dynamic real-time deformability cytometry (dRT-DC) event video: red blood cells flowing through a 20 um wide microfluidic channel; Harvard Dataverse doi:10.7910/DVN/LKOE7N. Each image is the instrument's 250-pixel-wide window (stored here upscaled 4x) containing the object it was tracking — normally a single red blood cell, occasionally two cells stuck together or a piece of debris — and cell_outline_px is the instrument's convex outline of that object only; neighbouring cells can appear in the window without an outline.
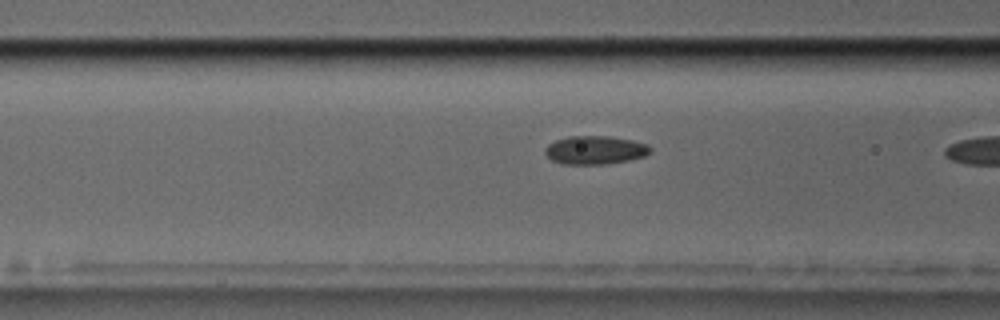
{"species": "common noctule bat (a hibernating species)", "species_latin": "Nyctalus noctula", "temperature_condition": "cold", "stored_images_in_passage": 5, "camera_frame_rate_fps": 3000, "um_per_image_px": 0.085, "animal": {"sex": "male", "body_mass_g": 17.5, "forearm_length_mm": 52.3}, "frame": {"image": 1, "passage_image": 4, "time_ms": 1.0, "image_size_px": [1000, 320], "cell_outline_px": [[652, 152], [644, 156], [628, 160], [608, 164], [560, 164], [552, 160], [544, 152], [544, 148], [548, 144], [556, 140], [568, 136], [608, 136], [632, 140], [648, 144], [652, 148]], "centroid_in_image_um": [50.59, 12.75], "position_along_channel_um": 116.0, "area_um2": 17.57}}